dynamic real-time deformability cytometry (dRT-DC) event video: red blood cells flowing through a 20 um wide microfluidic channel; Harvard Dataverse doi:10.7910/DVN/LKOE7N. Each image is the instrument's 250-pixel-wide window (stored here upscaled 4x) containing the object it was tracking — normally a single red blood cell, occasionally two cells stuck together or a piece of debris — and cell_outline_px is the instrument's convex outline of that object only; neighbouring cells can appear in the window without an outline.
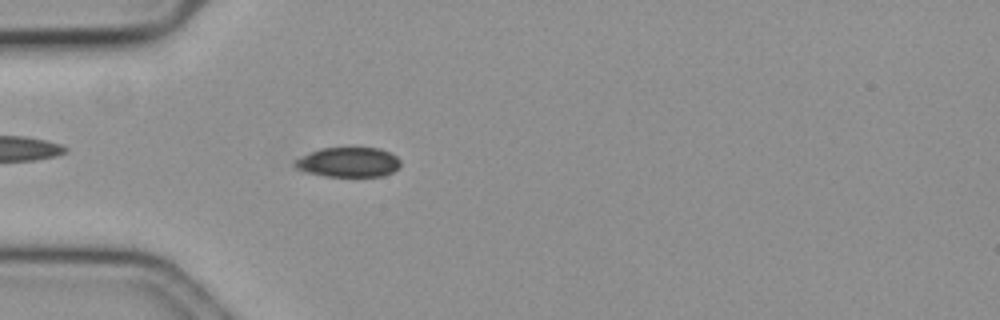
{"species": "common noctule bat (a hibernating species)", "species_latin": "Nyctalus noctula", "temperature_condition": "cold", "stored_images_in_passage": 24, "camera_frame_rate_fps": 3000, "um_per_image_px": 0.085, "animal": {"sex": "female", "body_mass_g": 19.3, "forearm_length_mm": 54.1}, "frame": {"image": 1, "passage_image": 5, "time_ms": 1.333, "image_size_px": [1000, 320], "cell_outline_px": [[400, 168], [384, 176], [324, 176], [304, 172], [296, 168], [292, 164], [292, 160], [300, 156], [324, 148], [380, 148], [396, 156], [400, 160]], "centroid_in_image_um": [29.59, 13.8], "position_along_channel_um": 55.4, "area_um2": 18.44}}
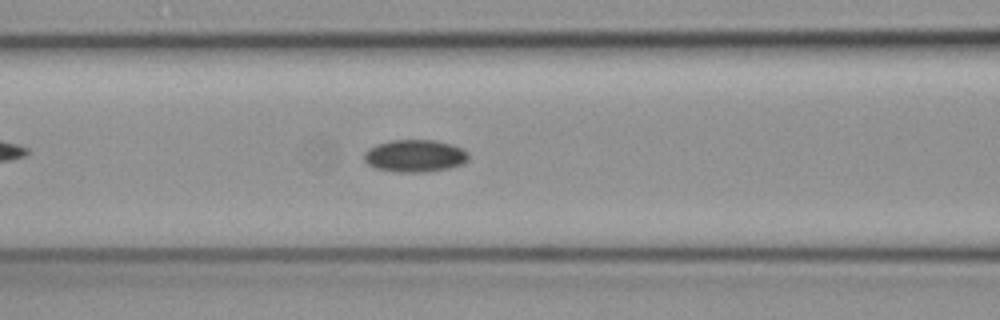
{"frame": {"image": 2, "passage_image": 12, "time_ms": 3.667, "image_size_px": [1000, 320], "cell_outline_px": [[468, 160], [464, 164], [448, 168], [428, 172], [392, 172], [376, 168], [368, 164], [364, 160], [364, 152], [368, 148], [376, 144], [392, 140], [432, 140], [452, 144], [468, 152]], "centroid_in_image_um": [35.25, 13.25], "position_along_channel_um": 131.3, "area_um2": 19.83}}
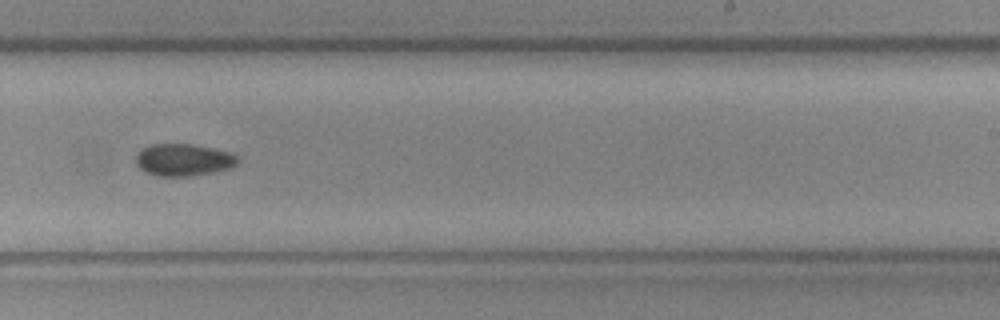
{"frame": {"image": 3, "passage_image": 24, "time_ms": 7.667, "image_size_px": [1000, 320], "cell_outline_px": [[240, 160], [232, 168], [192, 176], [156, 176], [144, 172], [136, 164], [136, 152], [140, 148], [152, 144], [192, 144], [232, 152], [240, 156]], "centroid_in_image_um": [15.6, 13.58], "position_along_channel_um": 273.4, "area_um2": 19.48}}